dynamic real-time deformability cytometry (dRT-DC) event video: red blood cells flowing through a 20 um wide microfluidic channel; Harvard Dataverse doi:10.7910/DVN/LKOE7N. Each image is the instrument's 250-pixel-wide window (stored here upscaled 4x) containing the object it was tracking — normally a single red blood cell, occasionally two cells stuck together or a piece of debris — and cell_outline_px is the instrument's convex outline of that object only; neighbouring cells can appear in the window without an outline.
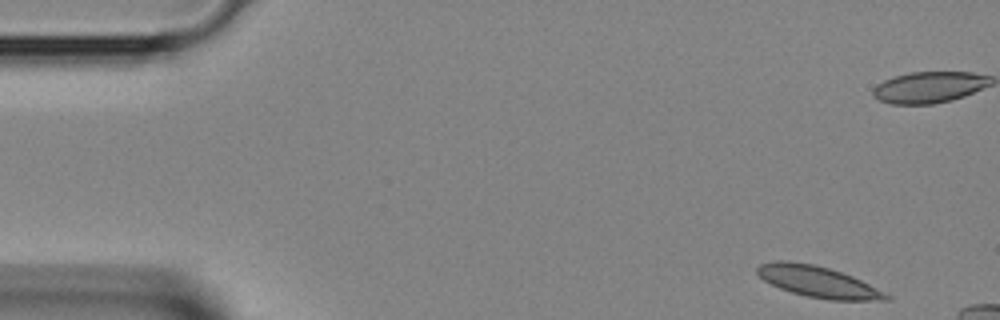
{"species": "Egyptian fruit bat (a non-hibernating species)", "species_latin": "Rousettus aegyptiacus", "temperature_condition": "room temperature", "stored_images_in_passage": 3, "camera_frame_rate_fps": 3000, "um_per_image_px": 0.085, "animal": {"sex": "female"}, "frame": {"image": 1, "passage_image": 1, "time_ms": 0.0, "image_size_px": [1000, 320], "cell_outline_px": [[892, 300], [828, 300], [808, 296], [792, 292], [780, 288], [764, 280], [756, 272], [756, 268], [760, 264], [776, 260], [788, 260], [812, 264], [828, 268], [852, 276], [892, 296]], "centroid_in_image_um": [69.52, 23.94], "position_along_channel_um": 15.5, "area_um2": 23.18}}